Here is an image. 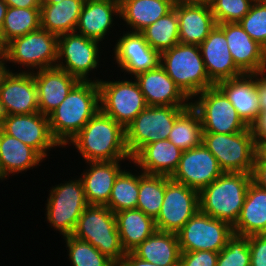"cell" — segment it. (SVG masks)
<instances>
[{
  "label": "cell",
  "mask_w": 266,
  "mask_h": 266,
  "mask_svg": "<svg viewBox=\"0 0 266 266\" xmlns=\"http://www.w3.org/2000/svg\"><path fill=\"white\" fill-rule=\"evenodd\" d=\"M97 81H79L62 103L48 115L50 131L60 146L73 139L100 110Z\"/></svg>",
  "instance_id": "1"
},
{
  "label": "cell",
  "mask_w": 266,
  "mask_h": 266,
  "mask_svg": "<svg viewBox=\"0 0 266 266\" xmlns=\"http://www.w3.org/2000/svg\"><path fill=\"white\" fill-rule=\"evenodd\" d=\"M88 162L131 159L125 128L99 110L70 140Z\"/></svg>",
  "instance_id": "2"
},
{
  "label": "cell",
  "mask_w": 266,
  "mask_h": 266,
  "mask_svg": "<svg viewBox=\"0 0 266 266\" xmlns=\"http://www.w3.org/2000/svg\"><path fill=\"white\" fill-rule=\"evenodd\" d=\"M251 181V174L223 172L199 192V210L233 227L240 216Z\"/></svg>",
  "instance_id": "3"
},
{
  "label": "cell",
  "mask_w": 266,
  "mask_h": 266,
  "mask_svg": "<svg viewBox=\"0 0 266 266\" xmlns=\"http://www.w3.org/2000/svg\"><path fill=\"white\" fill-rule=\"evenodd\" d=\"M201 55L199 45L182 43L160 53V65L189 99L215 85Z\"/></svg>",
  "instance_id": "4"
},
{
  "label": "cell",
  "mask_w": 266,
  "mask_h": 266,
  "mask_svg": "<svg viewBox=\"0 0 266 266\" xmlns=\"http://www.w3.org/2000/svg\"><path fill=\"white\" fill-rule=\"evenodd\" d=\"M72 236L89 242L117 266L126 254L115 214L106 205H88L79 217Z\"/></svg>",
  "instance_id": "5"
},
{
  "label": "cell",
  "mask_w": 266,
  "mask_h": 266,
  "mask_svg": "<svg viewBox=\"0 0 266 266\" xmlns=\"http://www.w3.org/2000/svg\"><path fill=\"white\" fill-rule=\"evenodd\" d=\"M202 143L215 156L223 172L251 174L255 136L251 127L234 134L203 132Z\"/></svg>",
  "instance_id": "6"
},
{
  "label": "cell",
  "mask_w": 266,
  "mask_h": 266,
  "mask_svg": "<svg viewBox=\"0 0 266 266\" xmlns=\"http://www.w3.org/2000/svg\"><path fill=\"white\" fill-rule=\"evenodd\" d=\"M189 106H147L125 128L126 146L133 157L143 146L168 139L176 118Z\"/></svg>",
  "instance_id": "7"
},
{
  "label": "cell",
  "mask_w": 266,
  "mask_h": 266,
  "mask_svg": "<svg viewBox=\"0 0 266 266\" xmlns=\"http://www.w3.org/2000/svg\"><path fill=\"white\" fill-rule=\"evenodd\" d=\"M233 227L198 210L177 233L181 252H220L233 235Z\"/></svg>",
  "instance_id": "8"
},
{
  "label": "cell",
  "mask_w": 266,
  "mask_h": 266,
  "mask_svg": "<svg viewBox=\"0 0 266 266\" xmlns=\"http://www.w3.org/2000/svg\"><path fill=\"white\" fill-rule=\"evenodd\" d=\"M199 94V100L191 102V106L200 116L203 132L234 134L248 128L226 94L217 85Z\"/></svg>",
  "instance_id": "9"
},
{
  "label": "cell",
  "mask_w": 266,
  "mask_h": 266,
  "mask_svg": "<svg viewBox=\"0 0 266 266\" xmlns=\"http://www.w3.org/2000/svg\"><path fill=\"white\" fill-rule=\"evenodd\" d=\"M47 219L64 237L72 235L78 219L89 205L81 179L54 187L46 204Z\"/></svg>",
  "instance_id": "10"
},
{
  "label": "cell",
  "mask_w": 266,
  "mask_h": 266,
  "mask_svg": "<svg viewBox=\"0 0 266 266\" xmlns=\"http://www.w3.org/2000/svg\"><path fill=\"white\" fill-rule=\"evenodd\" d=\"M58 36L41 27L38 30L12 39L5 45L8 61L39 70L55 67Z\"/></svg>",
  "instance_id": "11"
},
{
  "label": "cell",
  "mask_w": 266,
  "mask_h": 266,
  "mask_svg": "<svg viewBox=\"0 0 266 266\" xmlns=\"http://www.w3.org/2000/svg\"><path fill=\"white\" fill-rule=\"evenodd\" d=\"M96 81L100 91V110L124 128L147 107L137 81Z\"/></svg>",
  "instance_id": "12"
},
{
  "label": "cell",
  "mask_w": 266,
  "mask_h": 266,
  "mask_svg": "<svg viewBox=\"0 0 266 266\" xmlns=\"http://www.w3.org/2000/svg\"><path fill=\"white\" fill-rule=\"evenodd\" d=\"M199 210V192L166 176L164 200L155 218L159 231L177 234Z\"/></svg>",
  "instance_id": "13"
},
{
  "label": "cell",
  "mask_w": 266,
  "mask_h": 266,
  "mask_svg": "<svg viewBox=\"0 0 266 266\" xmlns=\"http://www.w3.org/2000/svg\"><path fill=\"white\" fill-rule=\"evenodd\" d=\"M70 32L58 36L57 59L65 58L66 66L57 63L56 66L65 70L79 81H88L86 75L97 67L99 44L97 40L82 34Z\"/></svg>",
  "instance_id": "14"
},
{
  "label": "cell",
  "mask_w": 266,
  "mask_h": 266,
  "mask_svg": "<svg viewBox=\"0 0 266 266\" xmlns=\"http://www.w3.org/2000/svg\"><path fill=\"white\" fill-rule=\"evenodd\" d=\"M222 173L217 159L202 143L183 151L178 168L171 178L200 192Z\"/></svg>",
  "instance_id": "15"
},
{
  "label": "cell",
  "mask_w": 266,
  "mask_h": 266,
  "mask_svg": "<svg viewBox=\"0 0 266 266\" xmlns=\"http://www.w3.org/2000/svg\"><path fill=\"white\" fill-rule=\"evenodd\" d=\"M0 129L34 148L43 158L47 149L59 146L50 131L48 116L40 112L6 115Z\"/></svg>",
  "instance_id": "16"
},
{
  "label": "cell",
  "mask_w": 266,
  "mask_h": 266,
  "mask_svg": "<svg viewBox=\"0 0 266 266\" xmlns=\"http://www.w3.org/2000/svg\"><path fill=\"white\" fill-rule=\"evenodd\" d=\"M217 25L225 33L234 63L244 74L266 72V49L253 40L238 22Z\"/></svg>",
  "instance_id": "17"
},
{
  "label": "cell",
  "mask_w": 266,
  "mask_h": 266,
  "mask_svg": "<svg viewBox=\"0 0 266 266\" xmlns=\"http://www.w3.org/2000/svg\"><path fill=\"white\" fill-rule=\"evenodd\" d=\"M199 48L209 79L215 85L244 75L234 63L225 33L217 24Z\"/></svg>",
  "instance_id": "18"
},
{
  "label": "cell",
  "mask_w": 266,
  "mask_h": 266,
  "mask_svg": "<svg viewBox=\"0 0 266 266\" xmlns=\"http://www.w3.org/2000/svg\"><path fill=\"white\" fill-rule=\"evenodd\" d=\"M0 101L6 115L39 112L33 72L10 73L0 87Z\"/></svg>",
  "instance_id": "19"
},
{
  "label": "cell",
  "mask_w": 266,
  "mask_h": 266,
  "mask_svg": "<svg viewBox=\"0 0 266 266\" xmlns=\"http://www.w3.org/2000/svg\"><path fill=\"white\" fill-rule=\"evenodd\" d=\"M136 81L147 106H190L188 97L159 64L156 68L137 74Z\"/></svg>",
  "instance_id": "20"
},
{
  "label": "cell",
  "mask_w": 266,
  "mask_h": 266,
  "mask_svg": "<svg viewBox=\"0 0 266 266\" xmlns=\"http://www.w3.org/2000/svg\"><path fill=\"white\" fill-rule=\"evenodd\" d=\"M114 50L120 67L135 76L160 64V53L147 43L141 32L126 33Z\"/></svg>",
  "instance_id": "21"
},
{
  "label": "cell",
  "mask_w": 266,
  "mask_h": 266,
  "mask_svg": "<svg viewBox=\"0 0 266 266\" xmlns=\"http://www.w3.org/2000/svg\"><path fill=\"white\" fill-rule=\"evenodd\" d=\"M37 86L39 112L48 116L66 98L79 80L55 66L33 73Z\"/></svg>",
  "instance_id": "22"
},
{
  "label": "cell",
  "mask_w": 266,
  "mask_h": 266,
  "mask_svg": "<svg viewBox=\"0 0 266 266\" xmlns=\"http://www.w3.org/2000/svg\"><path fill=\"white\" fill-rule=\"evenodd\" d=\"M174 8L182 44L200 45L216 25L209 4L175 2Z\"/></svg>",
  "instance_id": "23"
},
{
  "label": "cell",
  "mask_w": 266,
  "mask_h": 266,
  "mask_svg": "<svg viewBox=\"0 0 266 266\" xmlns=\"http://www.w3.org/2000/svg\"><path fill=\"white\" fill-rule=\"evenodd\" d=\"M183 151L168 139L143 146L131 160L143 173L171 177L177 170Z\"/></svg>",
  "instance_id": "24"
},
{
  "label": "cell",
  "mask_w": 266,
  "mask_h": 266,
  "mask_svg": "<svg viewBox=\"0 0 266 266\" xmlns=\"http://www.w3.org/2000/svg\"><path fill=\"white\" fill-rule=\"evenodd\" d=\"M258 75L244 74L241 77L221 81L217 84L248 127H252L260 112L255 80L253 79Z\"/></svg>",
  "instance_id": "25"
},
{
  "label": "cell",
  "mask_w": 266,
  "mask_h": 266,
  "mask_svg": "<svg viewBox=\"0 0 266 266\" xmlns=\"http://www.w3.org/2000/svg\"><path fill=\"white\" fill-rule=\"evenodd\" d=\"M113 13L120 14L119 0H85L75 32L79 29L85 37L102 41L113 22Z\"/></svg>",
  "instance_id": "26"
},
{
  "label": "cell",
  "mask_w": 266,
  "mask_h": 266,
  "mask_svg": "<svg viewBox=\"0 0 266 266\" xmlns=\"http://www.w3.org/2000/svg\"><path fill=\"white\" fill-rule=\"evenodd\" d=\"M116 161L88 162L90 169L82 174L84 192L89 205H106L118 175L123 171Z\"/></svg>",
  "instance_id": "27"
},
{
  "label": "cell",
  "mask_w": 266,
  "mask_h": 266,
  "mask_svg": "<svg viewBox=\"0 0 266 266\" xmlns=\"http://www.w3.org/2000/svg\"><path fill=\"white\" fill-rule=\"evenodd\" d=\"M138 258L160 266H179L181 249L178 236L156 230L131 251Z\"/></svg>",
  "instance_id": "28"
},
{
  "label": "cell",
  "mask_w": 266,
  "mask_h": 266,
  "mask_svg": "<svg viewBox=\"0 0 266 266\" xmlns=\"http://www.w3.org/2000/svg\"><path fill=\"white\" fill-rule=\"evenodd\" d=\"M233 233L241 236L266 234V190L252 181Z\"/></svg>",
  "instance_id": "29"
},
{
  "label": "cell",
  "mask_w": 266,
  "mask_h": 266,
  "mask_svg": "<svg viewBox=\"0 0 266 266\" xmlns=\"http://www.w3.org/2000/svg\"><path fill=\"white\" fill-rule=\"evenodd\" d=\"M42 159L34 148L0 129V179L38 165Z\"/></svg>",
  "instance_id": "30"
},
{
  "label": "cell",
  "mask_w": 266,
  "mask_h": 266,
  "mask_svg": "<svg viewBox=\"0 0 266 266\" xmlns=\"http://www.w3.org/2000/svg\"><path fill=\"white\" fill-rule=\"evenodd\" d=\"M114 214L125 252H131L157 230L155 219L137 208L122 210Z\"/></svg>",
  "instance_id": "31"
},
{
  "label": "cell",
  "mask_w": 266,
  "mask_h": 266,
  "mask_svg": "<svg viewBox=\"0 0 266 266\" xmlns=\"http://www.w3.org/2000/svg\"><path fill=\"white\" fill-rule=\"evenodd\" d=\"M85 0H62L57 4L41 3V28L57 36L75 32Z\"/></svg>",
  "instance_id": "32"
},
{
  "label": "cell",
  "mask_w": 266,
  "mask_h": 266,
  "mask_svg": "<svg viewBox=\"0 0 266 266\" xmlns=\"http://www.w3.org/2000/svg\"><path fill=\"white\" fill-rule=\"evenodd\" d=\"M120 16L134 32H141L147 26L169 13L176 0H119Z\"/></svg>",
  "instance_id": "33"
},
{
  "label": "cell",
  "mask_w": 266,
  "mask_h": 266,
  "mask_svg": "<svg viewBox=\"0 0 266 266\" xmlns=\"http://www.w3.org/2000/svg\"><path fill=\"white\" fill-rule=\"evenodd\" d=\"M168 140L182 151L202 144L203 130L200 116L191 105L176 118Z\"/></svg>",
  "instance_id": "34"
},
{
  "label": "cell",
  "mask_w": 266,
  "mask_h": 266,
  "mask_svg": "<svg viewBox=\"0 0 266 266\" xmlns=\"http://www.w3.org/2000/svg\"><path fill=\"white\" fill-rule=\"evenodd\" d=\"M41 27L40 8H16L8 6L1 30L4 45L12 39L24 36Z\"/></svg>",
  "instance_id": "35"
},
{
  "label": "cell",
  "mask_w": 266,
  "mask_h": 266,
  "mask_svg": "<svg viewBox=\"0 0 266 266\" xmlns=\"http://www.w3.org/2000/svg\"><path fill=\"white\" fill-rule=\"evenodd\" d=\"M141 33L147 43L159 53L180 43L178 16L175 8L147 26Z\"/></svg>",
  "instance_id": "36"
},
{
  "label": "cell",
  "mask_w": 266,
  "mask_h": 266,
  "mask_svg": "<svg viewBox=\"0 0 266 266\" xmlns=\"http://www.w3.org/2000/svg\"><path fill=\"white\" fill-rule=\"evenodd\" d=\"M166 187V176L141 173L136 208L156 218L160 212Z\"/></svg>",
  "instance_id": "37"
},
{
  "label": "cell",
  "mask_w": 266,
  "mask_h": 266,
  "mask_svg": "<svg viewBox=\"0 0 266 266\" xmlns=\"http://www.w3.org/2000/svg\"><path fill=\"white\" fill-rule=\"evenodd\" d=\"M139 194V175L122 171L116 178L106 206L117 213L122 210L135 209Z\"/></svg>",
  "instance_id": "38"
},
{
  "label": "cell",
  "mask_w": 266,
  "mask_h": 266,
  "mask_svg": "<svg viewBox=\"0 0 266 266\" xmlns=\"http://www.w3.org/2000/svg\"><path fill=\"white\" fill-rule=\"evenodd\" d=\"M73 266H117L89 242L72 235L64 237Z\"/></svg>",
  "instance_id": "39"
},
{
  "label": "cell",
  "mask_w": 266,
  "mask_h": 266,
  "mask_svg": "<svg viewBox=\"0 0 266 266\" xmlns=\"http://www.w3.org/2000/svg\"><path fill=\"white\" fill-rule=\"evenodd\" d=\"M248 236L233 234L219 252L216 266H250Z\"/></svg>",
  "instance_id": "40"
},
{
  "label": "cell",
  "mask_w": 266,
  "mask_h": 266,
  "mask_svg": "<svg viewBox=\"0 0 266 266\" xmlns=\"http://www.w3.org/2000/svg\"><path fill=\"white\" fill-rule=\"evenodd\" d=\"M253 0H211L210 7L216 24L239 22L248 12Z\"/></svg>",
  "instance_id": "41"
},
{
  "label": "cell",
  "mask_w": 266,
  "mask_h": 266,
  "mask_svg": "<svg viewBox=\"0 0 266 266\" xmlns=\"http://www.w3.org/2000/svg\"><path fill=\"white\" fill-rule=\"evenodd\" d=\"M238 23L253 40L266 49V3L253 2L249 12Z\"/></svg>",
  "instance_id": "42"
},
{
  "label": "cell",
  "mask_w": 266,
  "mask_h": 266,
  "mask_svg": "<svg viewBox=\"0 0 266 266\" xmlns=\"http://www.w3.org/2000/svg\"><path fill=\"white\" fill-rule=\"evenodd\" d=\"M219 252H181L179 266H216Z\"/></svg>",
  "instance_id": "43"
},
{
  "label": "cell",
  "mask_w": 266,
  "mask_h": 266,
  "mask_svg": "<svg viewBox=\"0 0 266 266\" xmlns=\"http://www.w3.org/2000/svg\"><path fill=\"white\" fill-rule=\"evenodd\" d=\"M250 266H266V234L248 236Z\"/></svg>",
  "instance_id": "44"
},
{
  "label": "cell",
  "mask_w": 266,
  "mask_h": 266,
  "mask_svg": "<svg viewBox=\"0 0 266 266\" xmlns=\"http://www.w3.org/2000/svg\"><path fill=\"white\" fill-rule=\"evenodd\" d=\"M255 141H266V111L259 112L258 119L251 127Z\"/></svg>",
  "instance_id": "45"
},
{
  "label": "cell",
  "mask_w": 266,
  "mask_h": 266,
  "mask_svg": "<svg viewBox=\"0 0 266 266\" xmlns=\"http://www.w3.org/2000/svg\"><path fill=\"white\" fill-rule=\"evenodd\" d=\"M264 73L259 74L262 78L255 79V89L258 96L260 112L266 111V76Z\"/></svg>",
  "instance_id": "46"
},
{
  "label": "cell",
  "mask_w": 266,
  "mask_h": 266,
  "mask_svg": "<svg viewBox=\"0 0 266 266\" xmlns=\"http://www.w3.org/2000/svg\"><path fill=\"white\" fill-rule=\"evenodd\" d=\"M251 179L255 185L266 190V164H253Z\"/></svg>",
  "instance_id": "47"
},
{
  "label": "cell",
  "mask_w": 266,
  "mask_h": 266,
  "mask_svg": "<svg viewBox=\"0 0 266 266\" xmlns=\"http://www.w3.org/2000/svg\"><path fill=\"white\" fill-rule=\"evenodd\" d=\"M118 266H160V265L144 261L135 256L132 252H126L122 262Z\"/></svg>",
  "instance_id": "48"
},
{
  "label": "cell",
  "mask_w": 266,
  "mask_h": 266,
  "mask_svg": "<svg viewBox=\"0 0 266 266\" xmlns=\"http://www.w3.org/2000/svg\"><path fill=\"white\" fill-rule=\"evenodd\" d=\"M8 6L16 8H41L40 0H4Z\"/></svg>",
  "instance_id": "49"
},
{
  "label": "cell",
  "mask_w": 266,
  "mask_h": 266,
  "mask_svg": "<svg viewBox=\"0 0 266 266\" xmlns=\"http://www.w3.org/2000/svg\"><path fill=\"white\" fill-rule=\"evenodd\" d=\"M254 164H266V141H255Z\"/></svg>",
  "instance_id": "50"
},
{
  "label": "cell",
  "mask_w": 266,
  "mask_h": 266,
  "mask_svg": "<svg viewBox=\"0 0 266 266\" xmlns=\"http://www.w3.org/2000/svg\"><path fill=\"white\" fill-rule=\"evenodd\" d=\"M8 61L7 55L5 52L0 54V87L4 84L5 79L7 76L11 73L7 68L5 67L4 61Z\"/></svg>",
  "instance_id": "51"
},
{
  "label": "cell",
  "mask_w": 266,
  "mask_h": 266,
  "mask_svg": "<svg viewBox=\"0 0 266 266\" xmlns=\"http://www.w3.org/2000/svg\"><path fill=\"white\" fill-rule=\"evenodd\" d=\"M7 8H8L7 3L4 0H0V35H1L2 27H3L4 17L7 12Z\"/></svg>",
  "instance_id": "52"
},
{
  "label": "cell",
  "mask_w": 266,
  "mask_h": 266,
  "mask_svg": "<svg viewBox=\"0 0 266 266\" xmlns=\"http://www.w3.org/2000/svg\"><path fill=\"white\" fill-rule=\"evenodd\" d=\"M182 3H197V4H210L211 0H176Z\"/></svg>",
  "instance_id": "53"
},
{
  "label": "cell",
  "mask_w": 266,
  "mask_h": 266,
  "mask_svg": "<svg viewBox=\"0 0 266 266\" xmlns=\"http://www.w3.org/2000/svg\"><path fill=\"white\" fill-rule=\"evenodd\" d=\"M5 116H6V113H5L4 109H3L2 103L0 101V128H1V125H2V122H3L4 118H5Z\"/></svg>",
  "instance_id": "54"
},
{
  "label": "cell",
  "mask_w": 266,
  "mask_h": 266,
  "mask_svg": "<svg viewBox=\"0 0 266 266\" xmlns=\"http://www.w3.org/2000/svg\"><path fill=\"white\" fill-rule=\"evenodd\" d=\"M62 0H40L41 3L57 4Z\"/></svg>",
  "instance_id": "55"
},
{
  "label": "cell",
  "mask_w": 266,
  "mask_h": 266,
  "mask_svg": "<svg viewBox=\"0 0 266 266\" xmlns=\"http://www.w3.org/2000/svg\"><path fill=\"white\" fill-rule=\"evenodd\" d=\"M5 52V45L2 43L1 38H0V54Z\"/></svg>",
  "instance_id": "56"
},
{
  "label": "cell",
  "mask_w": 266,
  "mask_h": 266,
  "mask_svg": "<svg viewBox=\"0 0 266 266\" xmlns=\"http://www.w3.org/2000/svg\"><path fill=\"white\" fill-rule=\"evenodd\" d=\"M255 3H266V0H253Z\"/></svg>",
  "instance_id": "57"
}]
</instances>
